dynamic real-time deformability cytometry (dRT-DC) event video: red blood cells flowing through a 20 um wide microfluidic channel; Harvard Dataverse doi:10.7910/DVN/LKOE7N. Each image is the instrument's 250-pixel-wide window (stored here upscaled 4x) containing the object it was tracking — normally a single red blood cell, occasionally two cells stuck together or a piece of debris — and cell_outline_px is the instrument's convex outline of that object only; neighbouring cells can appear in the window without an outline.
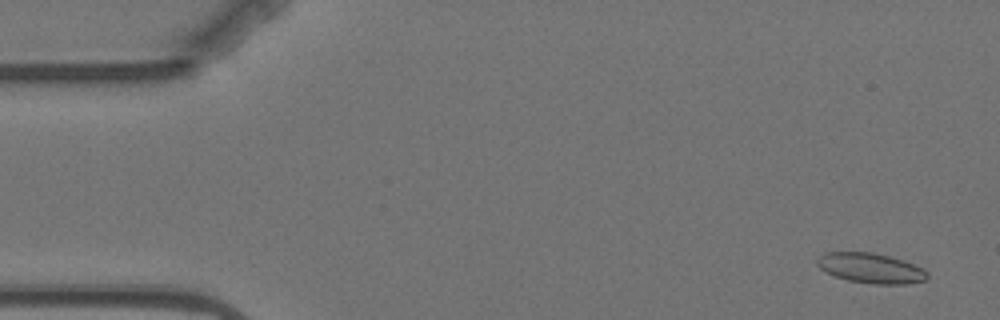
{"species": "Egyptian fruit bat (a non-hibernating species)", "species_latin": "Rousettus aegyptiacus", "temperature_condition": "warm", "stored_images_in_passage": 5, "camera_frame_rate_fps": 3000, "um_per_image_px": 0.085, "animal": {"sex": "female"}, "frame": {"image": 1, "passage_image": 1, "time_ms": 0.0, "image_size_px": [1000, 320], "cell_outline_px": [[928, 276], [924, 280], [908, 284], [876, 284], [848, 280], [836, 276], [820, 268], [816, 264], [816, 260], [824, 252], [872, 252], [888, 256], [912, 264], [928, 272]], "centroid_in_image_um": [73.99, 22.79], "position_along_channel_um": 11.0, "area_um2": 18.96}}
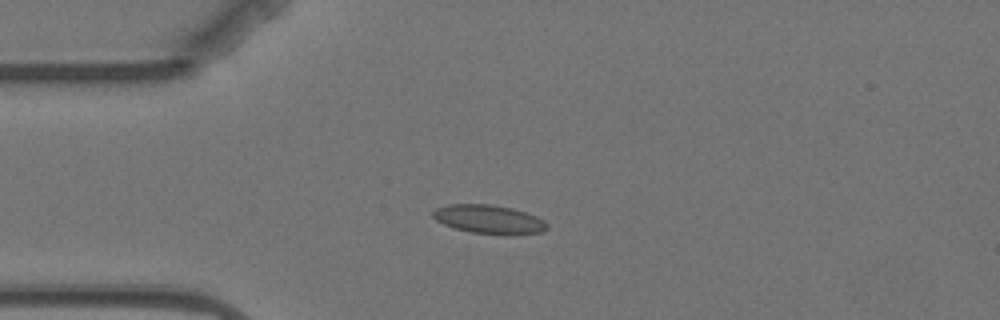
{"frame": {"image": 2, "passage_image": 4, "time_ms": 3.667, "image_size_px": [1000, 320], "cell_outline_px": [[548, 228], [540, 232], [472, 232], [452, 228], [436, 220], [432, 216], [432, 212], [436, 208], [448, 204], [492, 204], [512, 208], [536, 216], [544, 220], [548, 224]], "centroid_in_image_um": [41.48, 18.59], "position_along_channel_um": 43.5, "area_um2": 18.38}}
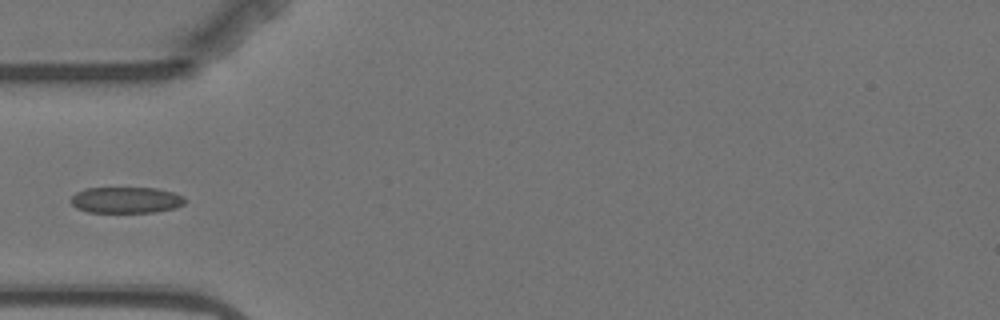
{"frame": {"image": 3, "passage_image": 5, "time_ms": 5.0, "image_size_px": [1000, 320], "cell_outline_px": [[188, 200], [184, 204], [176, 208], [156, 212], [88, 212], [76, 208], [68, 200], [76, 192], [84, 188], [156, 188], [172, 192], [184, 196]], "centroid_in_image_um": [10.72, 17.0], "position_along_channel_um": 74.3, "area_um2": 17.63}}